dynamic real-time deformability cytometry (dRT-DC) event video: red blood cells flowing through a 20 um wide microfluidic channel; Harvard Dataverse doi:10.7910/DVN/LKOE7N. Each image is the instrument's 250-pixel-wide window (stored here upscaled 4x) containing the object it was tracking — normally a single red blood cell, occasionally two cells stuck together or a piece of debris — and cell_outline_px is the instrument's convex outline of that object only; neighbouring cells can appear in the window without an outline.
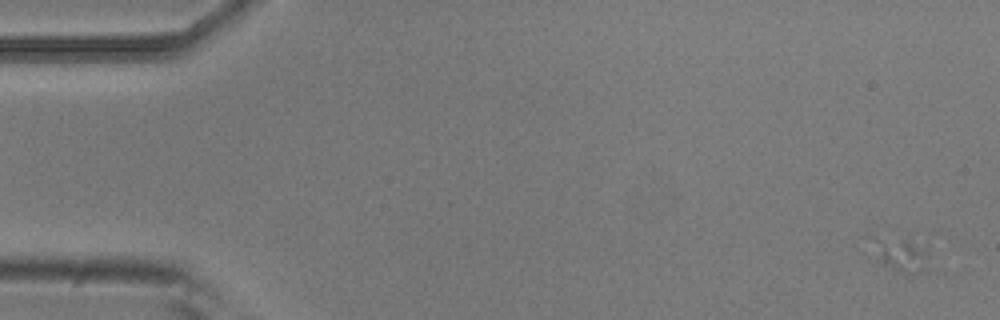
{"species": "common noctule bat (a hibernating species)", "species_latin": "Nyctalus noctula", "temperature_condition": "room temperature", "stored_images_in_passage": 7, "camera_frame_rate_fps": 3000, "um_per_image_px": 0.085, "animal": {"sex": "male", "body_mass_g": 20.5, "forearm_length_mm": 52.5}, "frame": {"image": 1, "passage_image": 1, "time_ms": 0.0, "image_size_px": [1000, 320], "cell_outline_px": [[928, 252], [920, 272], [912, 276], [892, 268], [884, 264], [872, 252], [908, 232]], "centroid_in_image_um": [76.77, 21.66], "position_along_channel_um": 8.2, "area_um2": 10.12}}